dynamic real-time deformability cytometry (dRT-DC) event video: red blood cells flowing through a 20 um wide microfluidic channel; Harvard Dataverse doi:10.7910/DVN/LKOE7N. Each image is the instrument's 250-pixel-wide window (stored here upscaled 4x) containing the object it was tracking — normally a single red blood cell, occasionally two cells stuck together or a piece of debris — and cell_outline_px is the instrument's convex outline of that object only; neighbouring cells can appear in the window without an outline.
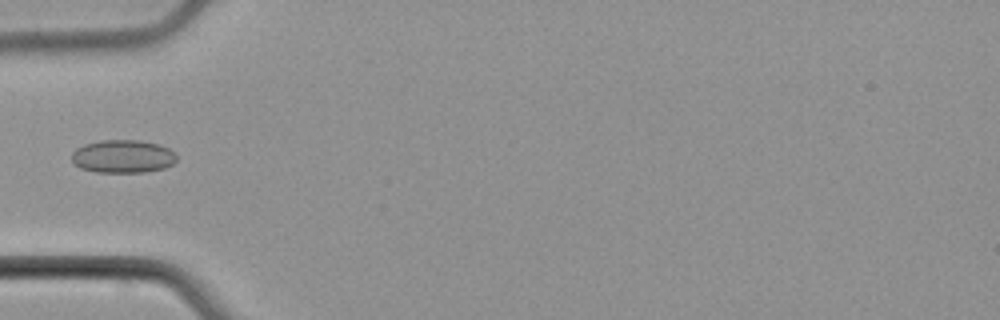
{"species": "common noctule bat (a hibernating species)", "species_latin": "Nyctalus noctula", "temperature_condition": "cold", "stored_images_in_passage": 2, "camera_frame_rate_fps": 3000, "um_per_image_px": 0.085, "animal": {"sex": "male", "body_mass_g": 21.5, "forearm_length_mm": 52.0}, "frame": {"image": 1, "passage_image": 1, "time_ms": 0.0, "image_size_px": [1000, 320], "cell_outline_px": [[176, 160], [172, 164], [164, 168], [144, 172], [96, 172], [80, 168], [72, 164], [72, 152], [76, 148], [84, 144], [100, 140], [140, 140], [160, 144], [176, 152]], "centroid_in_image_um": [10.43, 13.29], "position_along_channel_um": 74.6, "area_um2": 20.46}}
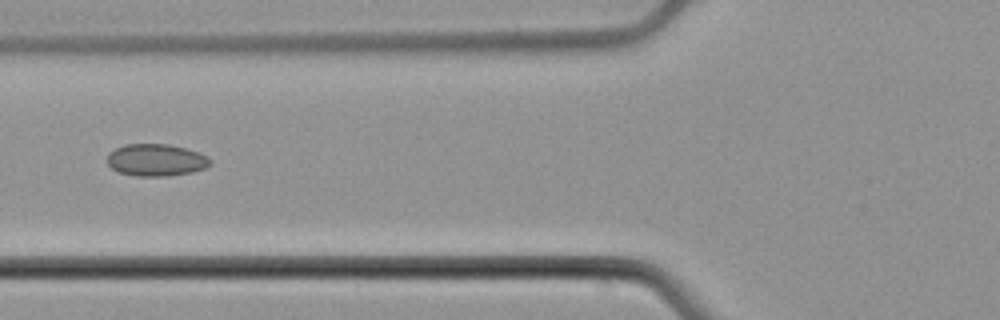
{"frame": {"image": 2, "passage_image": 2, "time_ms": 1.0, "image_size_px": [1000, 320], "cell_outline_px": [[212, 164], [204, 168], [192, 172], [168, 176], [136, 176], [116, 172], [108, 164], [108, 152], [124, 144], [168, 144], [200, 152], [208, 156], [212, 160]], "centroid_in_image_um": [13.28, 13.6], "position_along_channel_um": 112.5, "area_um2": 19.48}}